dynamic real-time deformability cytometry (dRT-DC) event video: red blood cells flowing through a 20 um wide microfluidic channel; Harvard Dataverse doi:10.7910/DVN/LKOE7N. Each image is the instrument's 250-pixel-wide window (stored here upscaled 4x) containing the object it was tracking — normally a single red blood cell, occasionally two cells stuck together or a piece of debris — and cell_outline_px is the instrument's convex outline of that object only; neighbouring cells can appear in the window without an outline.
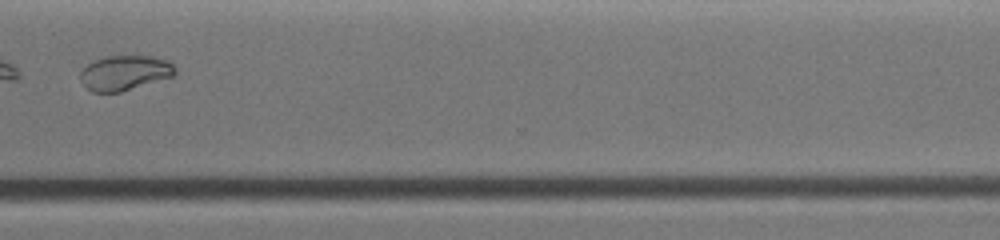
{"species": "common noctule bat (a hibernating species)", "species_latin": "Nyctalus noctula", "temperature_condition": "warm", "stored_images_in_passage": 11, "camera_frame_rate_fps": 3000, "um_per_image_px": 0.085, "animal": {"sex": "female", "body_mass_g": 19.0, "forearm_length_mm": 51.5}, "frame": {"image": 1, "passage_image": 11, "time_ms": 7.667, "image_size_px": [1000, 240], "cell_outline_px": [[176, 76], [120, 92], [92, 92], [80, 80], [80, 72], [88, 64], [104, 56], [148, 56], [168, 60], [176, 68]], "centroid_in_image_um": [10.64, 6.19], "position_along_channel_um": 360.0, "area_um2": 19.31}}